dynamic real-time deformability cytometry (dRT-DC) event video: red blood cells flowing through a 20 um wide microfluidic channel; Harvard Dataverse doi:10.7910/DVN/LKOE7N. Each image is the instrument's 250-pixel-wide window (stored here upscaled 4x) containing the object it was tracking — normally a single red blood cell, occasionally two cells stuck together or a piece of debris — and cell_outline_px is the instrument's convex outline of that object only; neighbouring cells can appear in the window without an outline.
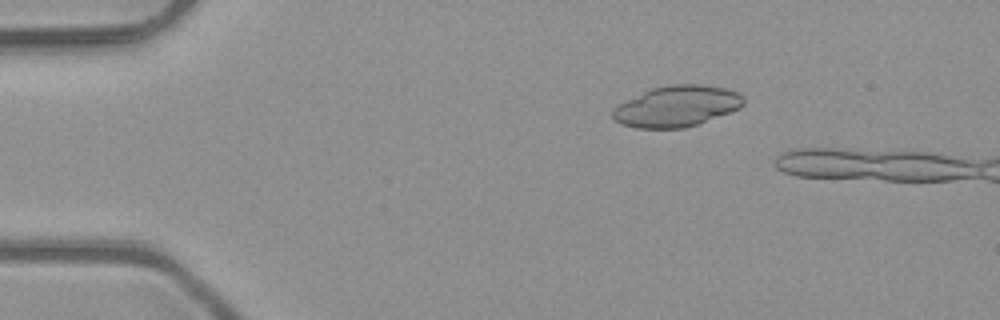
{"species": "common noctule bat (a hibernating species)", "species_latin": "Nyctalus noctula", "temperature_condition": "room temperature", "stored_images_in_passage": 5, "camera_frame_rate_fps": 3000, "um_per_image_px": 0.085, "animal": {"sex": "male", "body_mass_g": 23.1, "forearm_length_mm": 52.7}, "frame": {"image": 1, "passage_image": 3, "time_ms": 0.667, "image_size_px": [1000, 320], "cell_outline_px": [[744, 104], [740, 108], [696, 124], [684, 128], [636, 128], [620, 124], [612, 116], [612, 108], [652, 88], [668, 84], [700, 84], [724, 88], [736, 92], [744, 96]], "centroid_in_image_um": [57.52, 9.03], "position_along_channel_um": 27.5, "area_um2": 30.92}}